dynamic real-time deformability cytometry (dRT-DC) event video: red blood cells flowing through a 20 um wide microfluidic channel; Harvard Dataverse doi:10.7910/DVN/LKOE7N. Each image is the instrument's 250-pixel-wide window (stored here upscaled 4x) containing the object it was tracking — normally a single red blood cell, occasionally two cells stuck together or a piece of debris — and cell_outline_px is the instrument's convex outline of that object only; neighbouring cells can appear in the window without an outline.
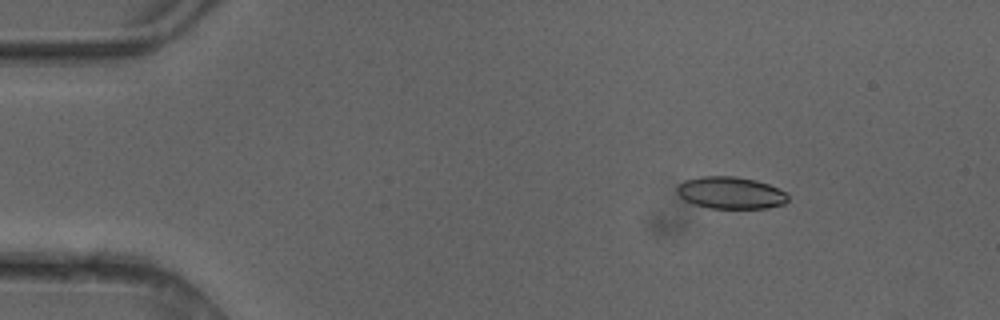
{"species": "common noctule bat (a hibernating species)", "species_latin": "Nyctalus noctula", "temperature_condition": "cold", "stored_images_in_passage": 4, "camera_frame_rate_fps": 3000, "um_per_image_px": 0.085, "animal": {"sex": "female"}, "frame": {"image": 1, "passage_image": 2, "time_ms": 0.333, "image_size_px": [1000, 320], "cell_outline_px": [[788, 200], [784, 204], [768, 208], [708, 208], [684, 200], [676, 192], [676, 188], [684, 180], [700, 176], [736, 176], [756, 180], [768, 184], [784, 192], [788, 196]], "centroid_in_image_um": [62.08, 16.38], "position_along_channel_um": 22.9, "area_um2": 20.69}}